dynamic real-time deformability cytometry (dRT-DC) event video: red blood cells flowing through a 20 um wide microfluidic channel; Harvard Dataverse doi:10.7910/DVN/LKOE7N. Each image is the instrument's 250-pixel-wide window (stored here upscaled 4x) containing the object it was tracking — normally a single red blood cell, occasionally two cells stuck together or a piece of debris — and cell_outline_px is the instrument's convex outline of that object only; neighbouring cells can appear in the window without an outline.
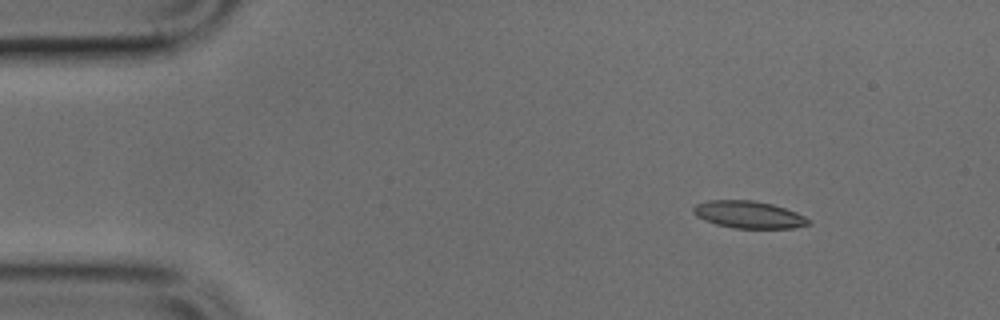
{"species": "common noctule bat (a hibernating species)", "species_latin": "Nyctalus noctula", "temperature_condition": "cold", "stored_images_in_passage": 3, "camera_frame_rate_fps": 3000, "um_per_image_px": 0.085, "animal": {"sex": "male", "body_mass_g": 17.9, "forearm_length_mm": 54.2}, "frame": {"image": 1, "passage_image": 1, "time_ms": 0.0, "image_size_px": [1000, 320], "cell_outline_px": [[812, 224], [792, 228], [732, 228], [716, 224], [704, 220], [696, 216], [692, 212], [692, 208], [696, 204], [708, 200], [752, 200], [772, 204], [796, 212], [812, 220]], "centroid_in_image_um": [63.63, 18.24], "position_along_channel_um": 21.4, "area_um2": 18.38}}